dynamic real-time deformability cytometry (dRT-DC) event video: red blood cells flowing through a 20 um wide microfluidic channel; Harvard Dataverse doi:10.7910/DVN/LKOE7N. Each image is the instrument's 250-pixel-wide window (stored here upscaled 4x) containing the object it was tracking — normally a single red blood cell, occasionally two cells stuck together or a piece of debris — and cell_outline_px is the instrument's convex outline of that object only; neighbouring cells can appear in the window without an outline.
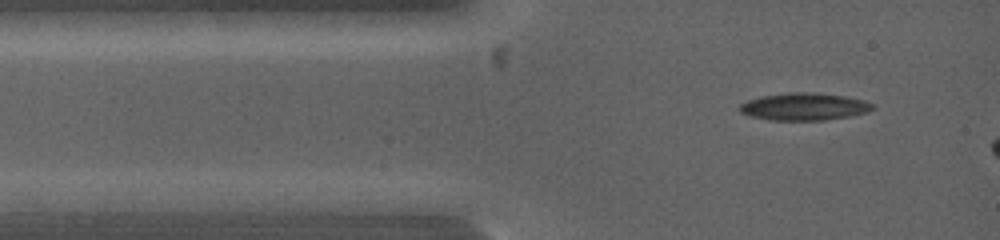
{"species": "common noctule bat (a hibernating species)", "species_latin": "Nyctalus noctula", "temperature_condition": "warm", "stored_images_in_passage": 8, "camera_frame_rate_fps": 5000, "um_per_image_px": 0.085, "animal": {"sex": "female", "body_mass_g": 19.0, "forearm_length_mm": 53.3}, "frame": {"image": 1, "passage_image": 4, "time_ms": 0.8, "image_size_px": [1000, 240], "cell_outline_px": [[876, 108], [868, 112], [848, 116], [824, 120], [768, 120], [752, 116], [740, 112], [736, 108], [740, 104], [748, 100], [760, 96], [788, 92], [816, 92], [844, 96], [864, 100], [872, 104]], "centroid_in_image_um": [68.33, 9.05], "position_along_channel_um": 16.7, "area_um2": 21.33}}